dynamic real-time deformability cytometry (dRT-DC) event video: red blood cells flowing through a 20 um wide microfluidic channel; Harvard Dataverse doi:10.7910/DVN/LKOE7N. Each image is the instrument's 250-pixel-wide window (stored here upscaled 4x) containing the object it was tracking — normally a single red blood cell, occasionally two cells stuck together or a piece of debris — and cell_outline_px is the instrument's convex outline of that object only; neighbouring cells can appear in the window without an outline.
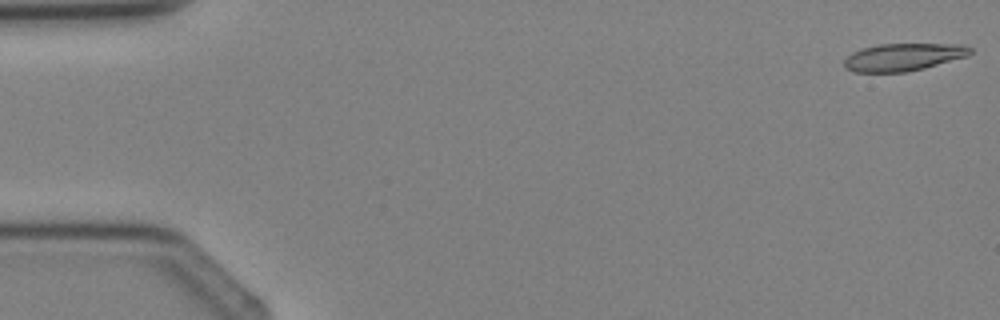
{"species": "Egyptian fruit bat (a non-hibernating species)", "species_latin": "Rousettus aegyptiacus", "temperature_condition": "cold", "stored_images_in_passage": 5, "camera_frame_rate_fps": 3000, "um_per_image_px": 0.085, "animal": {"sex": "female"}, "frame": {"image": 1, "passage_image": 1, "time_ms": 0.0, "image_size_px": [1000, 320], "cell_outline_px": [[972, 52], [968, 56], [924, 68], [904, 72], [852, 72], [844, 68], [844, 60], [852, 52], [860, 48], [880, 44], [964, 44], [972, 48]], "centroid_in_image_um": [76.77, 4.85], "position_along_channel_um": 8.2, "area_um2": 20.35}}
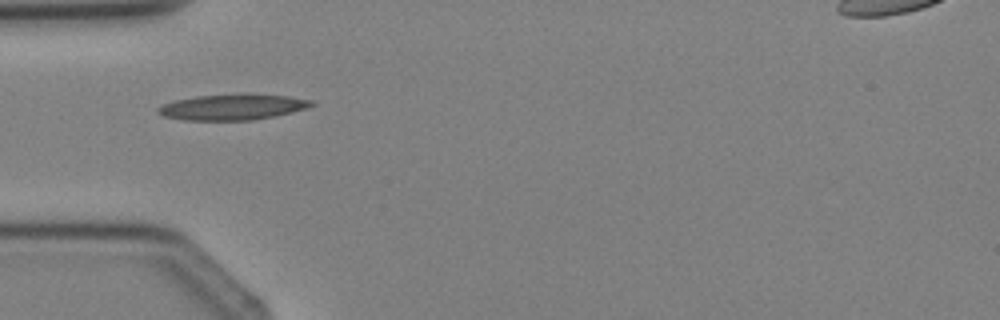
{"frame": {"image": 2, "passage_image": 4, "time_ms": 3.667, "image_size_px": [1000, 320], "cell_outline_px": [[316, 104], [308, 108], [276, 116], [252, 120], [184, 120], [164, 116], [156, 112], [156, 108], [164, 104], [176, 100], [196, 96], [240, 92], [248, 92], [288, 96], [312, 100]], "centroid_in_image_um": [19.81, 9.07], "position_along_channel_um": 65.2, "area_um2": 23.64}}
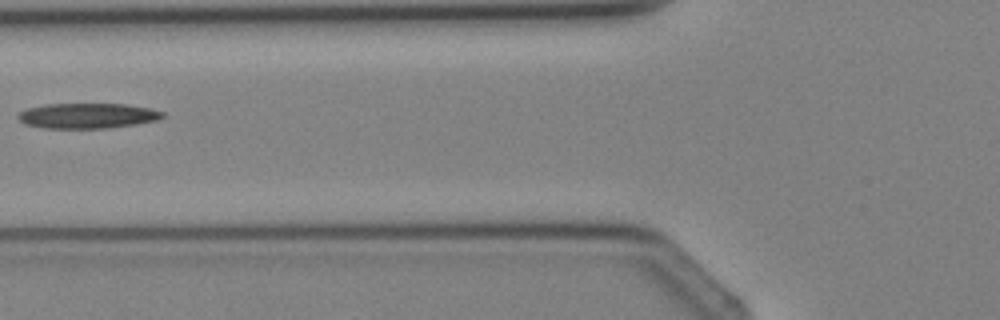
{"frame": {"image": 3, "passage_image": 5, "time_ms": 4.667, "image_size_px": [1000, 320], "cell_outline_px": [[164, 116], [156, 120], [136, 124], [108, 128], [44, 128], [24, 124], [16, 116], [20, 112], [28, 108], [44, 104], [124, 104], [148, 108], [164, 112]], "centroid_in_image_um": [7.4, 9.84], "position_along_channel_um": 118.4, "area_um2": 21.15}}